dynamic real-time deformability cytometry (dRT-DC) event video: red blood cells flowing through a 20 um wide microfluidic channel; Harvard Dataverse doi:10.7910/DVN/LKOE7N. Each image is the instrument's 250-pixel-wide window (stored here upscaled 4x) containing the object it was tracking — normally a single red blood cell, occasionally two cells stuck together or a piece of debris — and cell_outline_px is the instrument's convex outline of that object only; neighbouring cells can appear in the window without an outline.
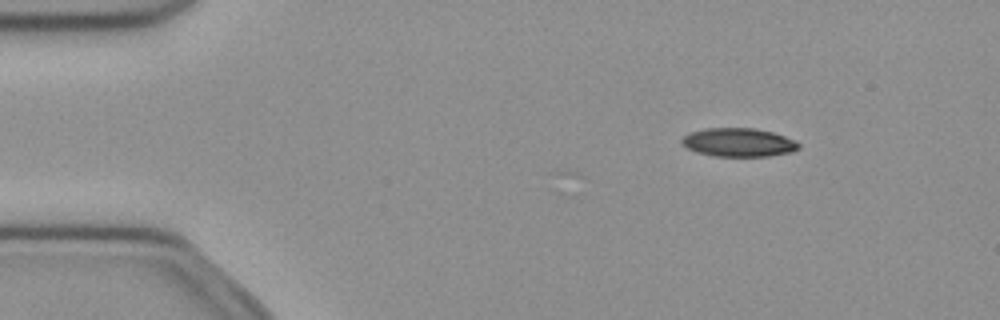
{"species": "common noctule bat (a hibernating species)", "species_latin": "Nyctalus noctula", "temperature_condition": "cold", "stored_images_in_passage": 47, "camera_frame_rate_fps": 3000, "um_per_image_px": 0.085, "animal": {"sex": "female", "body_mass_g": 21.9}, "frame": {"image": 1, "passage_image": 3, "time_ms": 0.667, "image_size_px": [1000, 320], "cell_outline_px": [[800, 148], [792, 152], [768, 156], [712, 156], [696, 152], [688, 148], [680, 140], [688, 132], [704, 128], [756, 128], [772, 132], [796, 140], [800, 144]], "centroid_in_image_um": [62.79, 12.1], "position_along_channel_um": 22.2, "area_um2": 19.59}}
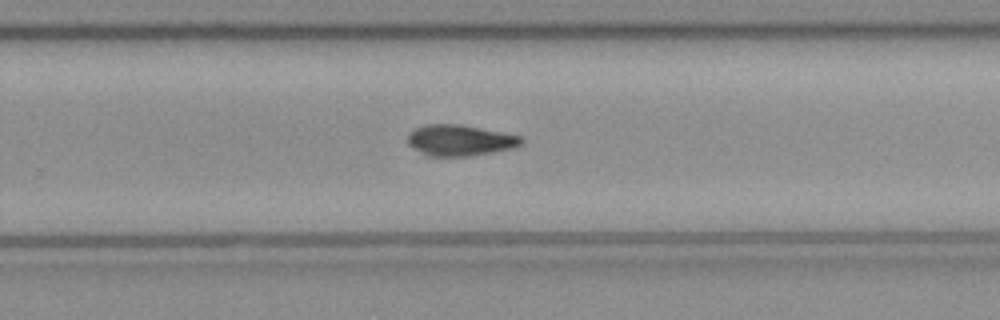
{"frame": {"image": 2, "passage_image": 29, "time_ms": 9.333, "image_size_px": [1000, 320], "cell_outline_px": [[524, 144], [512, 148], [492, 152], [468, 156], [428, 156], [408, 144], [408, 136], [416, 128], [424, 124], [460, 124], [520, 136], [524, 140]], "centroid_in_image_um": [39.11, 11.92], "position_along_channel_um": 290.7, "area_um2": 20.29}}
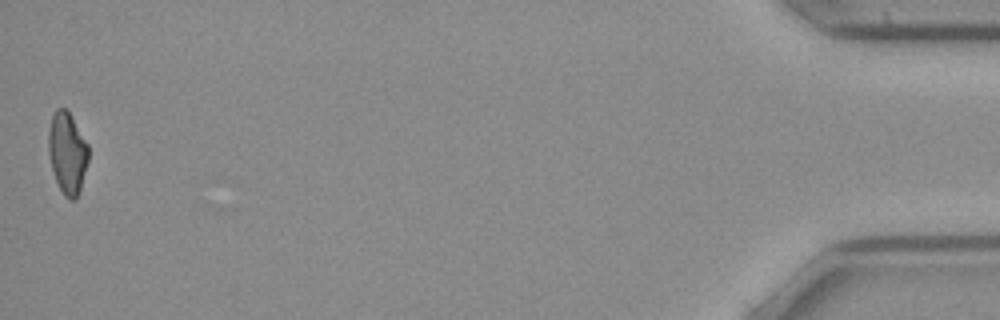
{"frame": {"image": 3, "passage_image": 47, "time_ms": 15.333, "image_size_px": [1000, 320], "cell_outline_px": [[88, 160], [80, 188], [76, 200], [68, 200], [64, 196], [56, 180], [52, 168], [48, 152], [48, 132], [52, 116], [56, 108], [68, 108], [88, 144]], "centroid_in_image_um": [5.72, 12.96], "position_along_channel_um": 429.5, "area_um2": 19.07}, "authors_computed_cell_mechanics": {"area_um2": 20.4612, "velocity_mm_per_s": 3.9909, "shape_relaxation_time_tau1_ms": 7.5492, "shape_relaxation_time_tau2_ms": null, "deformation_change_tau1": 0.2086, "deformation_change_tau2": null}}